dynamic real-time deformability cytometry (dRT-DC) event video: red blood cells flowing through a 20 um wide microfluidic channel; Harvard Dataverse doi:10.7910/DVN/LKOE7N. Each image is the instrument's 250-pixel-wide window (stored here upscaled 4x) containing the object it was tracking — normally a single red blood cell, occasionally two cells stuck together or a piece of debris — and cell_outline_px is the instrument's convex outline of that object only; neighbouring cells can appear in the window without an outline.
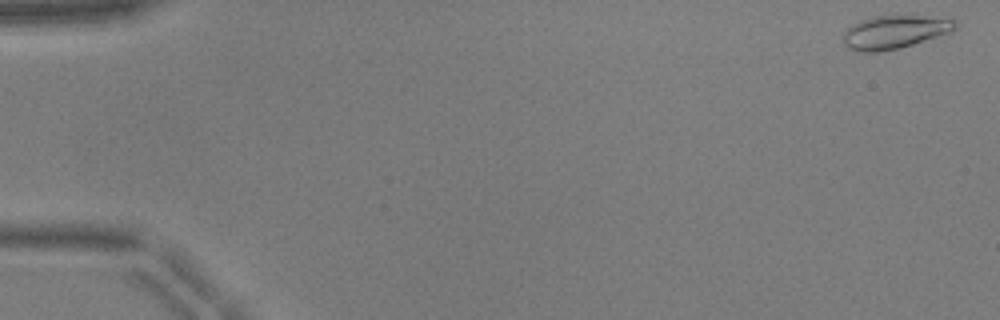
{"species": "common noctule bat (a hibernating species)", "species_latin": "Nyctalus noctula", "temperature_condition": "warm", "stored_images_in_passage": 51, "camera_frame_rate_fps": 3000, "um_per_image_px": 0.085, "animal": {"sex": "male", "body_mass_g": 17.9, "forearm_length_mm": 54.2}, "frame": {"image": 1, "passage_image": 1, "time_ms": 0.0, "image_size_px": [1000, 320], "cell_outline_px": [[960, 24], [952, 32], [900, 48], [880, 52], [852, 52], [844, 44], [840, 36], [852, 24], [860, 20], [872, 16], [892, 12], [956, 20]], "centroid_in_image_um": [76.01, 2.69], "position_along_channel_um": 9.0, "area_um2": 22.83}}
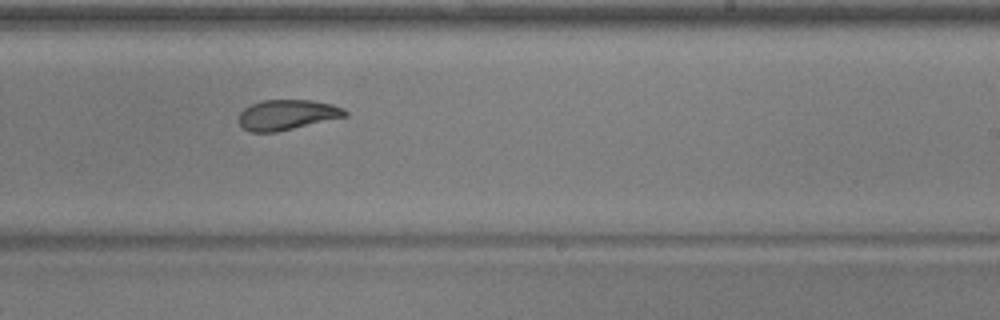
{"frame": {"image": 2, "passage_image": 32, "time_ms": 10.333, "image_size_px": [1000, 320], "cell_outline_px": [[348, 116], [276, 132], [252, 132], [244, 128], [240, 124], [240, 112], [244, 108], [260, 100], [312, 100], [332, 104], [344, 108], [348, 112]], "centroid_in_image_um": [24.43, 9.75], "position_along_channel_um": 264.6, "area_um2": 18.67}}
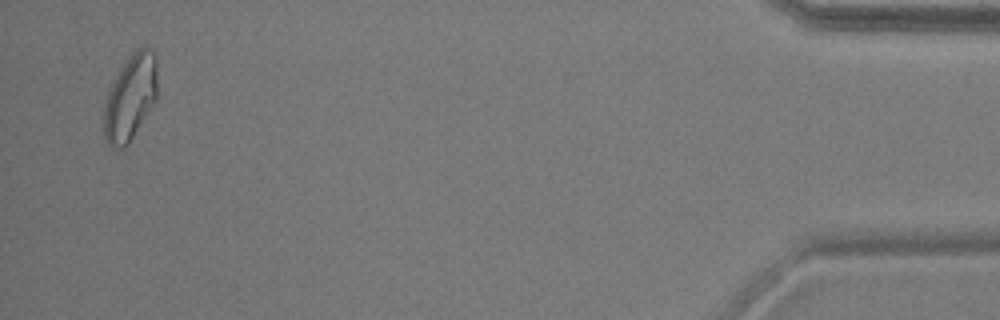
{"frame": {"image": 3, "passage_image": 50, "time_ms": 16.333, "image_size_px": [1000, 320], "cell_outline_px": [[156, 100], [128, 144], [124, 148], [112, 148], [108, 144], [104, 136], [104, 104], [108, 92], [120, 68], [132, 52], [136, 48], [148, 48], [156, 56]], "centroid_in_image_um": [11.06, 8.31], "position_along_channel_um": 424.1, "area_um2": 26.41}, "authors_computed_cell_mechanics": {"area_um2": 20.2878, "velocity_mm_per_s": 3.9317, "shape_relaxation_time_tau1_ms": null, "shape_relaxation_time_tau2_ms": 2.4833, "deformation_change_tau1": null, "deformation_change_tau2": 0.0947}}